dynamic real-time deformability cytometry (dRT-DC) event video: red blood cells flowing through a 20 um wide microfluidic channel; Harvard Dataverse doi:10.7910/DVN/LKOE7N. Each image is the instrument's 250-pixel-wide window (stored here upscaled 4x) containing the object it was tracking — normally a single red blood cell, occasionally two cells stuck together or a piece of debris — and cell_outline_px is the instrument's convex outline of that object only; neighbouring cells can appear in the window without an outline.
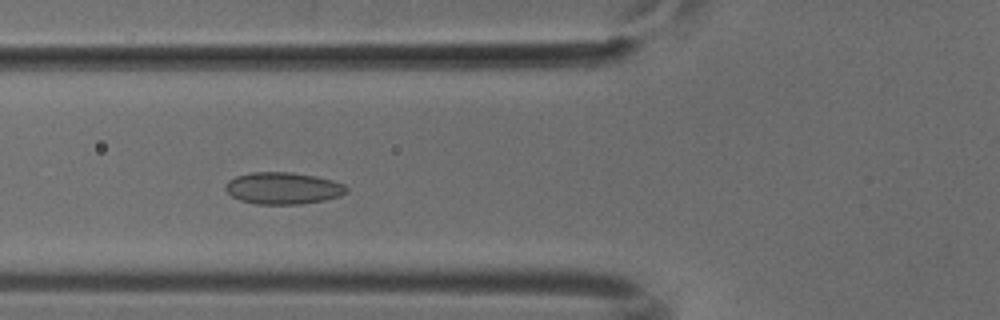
{"species": "common noctule bat (a hibernating species)", "species_latin": "Nyctalus noctula", "temperature_condition": "cold", "stored_images_in_passage": 45, "camera_frame_rate_fps": 3000, "um_per_image_px": 0.085, "animal": {"sex": "male", "body_mass_g": 18.8}, "frame": {"image": 1, "passage_image": 12, "time_ms": 3.667, "image_size_px": [1000, 320], "cell_outline_px": [[348, 192], [340, 196], [324, 200], [300, 204], [256, 204], [240, 200], [232, 196], [224, 188], [224, 184], [228, 180], [236, 176], [252, 172], [292, 172], [316, 176], [332, 180], [344, 184], [348, 188]], "centroid_in_image_um": [24.06, 15.99], "position_along_channel_um": 101.7, "area_um2": 22.6}}
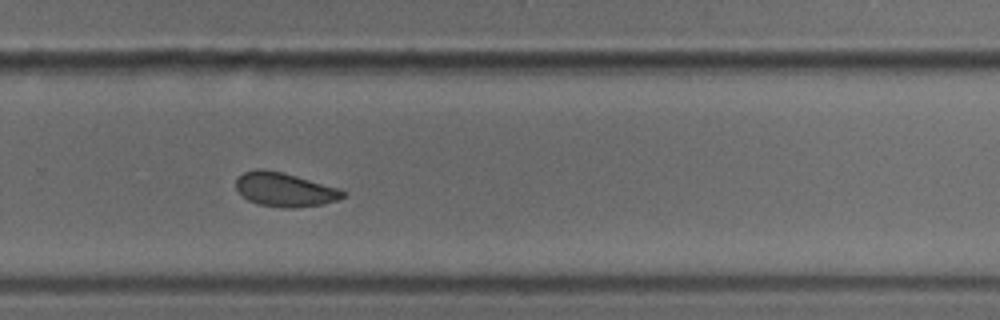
{"frame": {"image": 2, "passage_image": 28, "time_ms": 9.0, "image_size_px": [1000, 320], "cell_outline_px": [[348, 192], [344, 196], [336, 200], [320, 204], [296, 208], [284, 208], [260, 204], [248, 200], [236, 188], [236, 180], [244, 172], [256, 168], [264, 168], [284, 172], [340, 188]], "centroid_in_image_um": [24.22, 16.09], "position_along_channel_um": 305.6, "area_um2": 21.21}}
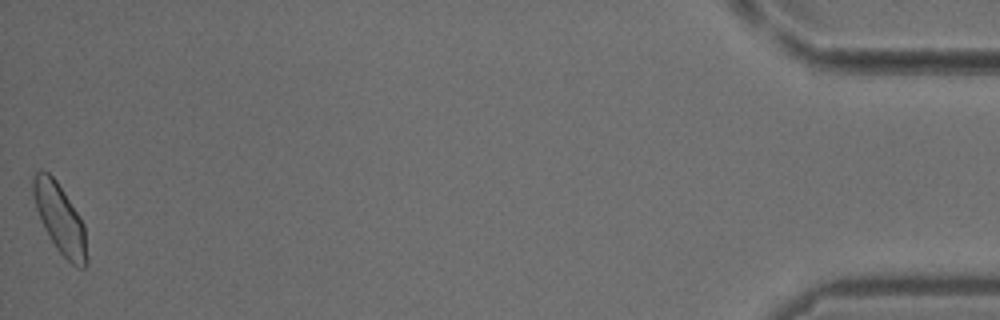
{"frame": {"image": 3, "passage_image": 45, "time_ms": 14.667, "image_size_px": [1000, 320], "cell_outline_px": [[88, 264], [84, 268], [76, 268], [56, 248], [44, 228], [36, 208], [32, 192], [32, 176], [40, 168], [48, 172], [56, 180], [84, 224], [88, 260]], "centroid_in_image_um": [5.09, 18.6], "position_along_channel_um": 430.1, "area_um2": 21.68}}